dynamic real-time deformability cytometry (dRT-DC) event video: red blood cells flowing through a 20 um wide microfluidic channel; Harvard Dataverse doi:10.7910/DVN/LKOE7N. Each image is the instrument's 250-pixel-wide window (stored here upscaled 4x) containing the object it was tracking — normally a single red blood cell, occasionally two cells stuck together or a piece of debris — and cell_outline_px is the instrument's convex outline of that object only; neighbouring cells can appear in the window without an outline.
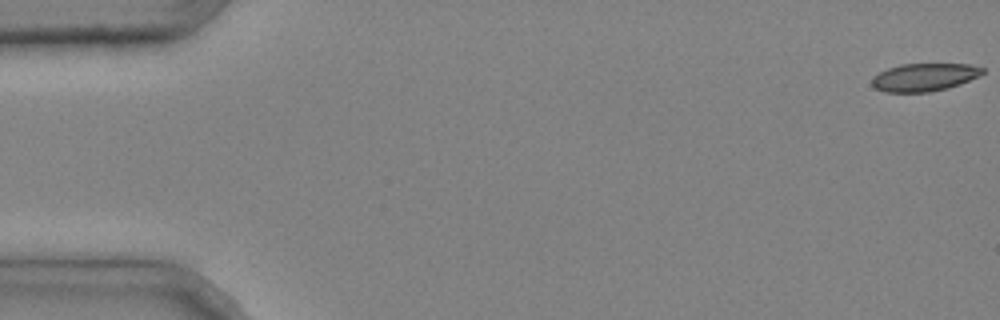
{"species": "common noctule bat (a hibernating species)", "species_latin": "Nyctalus noctula", "temperature_condition": "cold", "stored_images_in_passage": 4, "camera_frame_rate_fps": 3000, "um_per_image_px": 0.085, "animal": {"sex": "male", "body_mass_g": 20.4}, "frame": {"image": 1, "passage_image": 1, "time_ms": 0.0, "image_size_px": [1000, 320], "cell_outline_px": [[984, 72], [980, 76], [960, 84], [948, 88], [928, 92], [884, 92], [876, 88], [872, 84], [872, 76], [888, 68], [900, 64], [968, 64], [984, 68]], "centroid_in_image_um": [78.57, 6.56], "position_along_channel_um": 6.4, "area_um2": 17.98}}
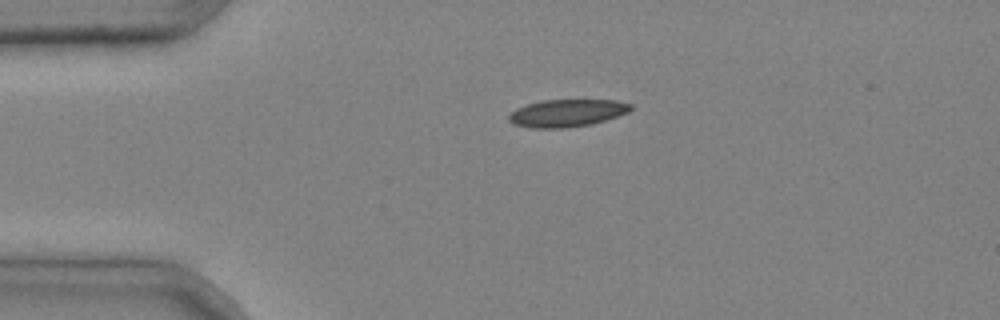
{"frame": {"image": 2, "passage_image": 3, "time_ms": 0.667, "image_size_px": [1000, 320], "cell_outline_px": [[632, 108], [628, 112], [592, 124], [564, 128], [532, 128], [512, 124], [508, 120], [508, 116], [516, 108], [540, 100], [616, 100], [632, 104]], "centroid_in_image_um": [48.17, 9.61], "position_along_channel_um": 36.8, "area_um2": 19.48}}